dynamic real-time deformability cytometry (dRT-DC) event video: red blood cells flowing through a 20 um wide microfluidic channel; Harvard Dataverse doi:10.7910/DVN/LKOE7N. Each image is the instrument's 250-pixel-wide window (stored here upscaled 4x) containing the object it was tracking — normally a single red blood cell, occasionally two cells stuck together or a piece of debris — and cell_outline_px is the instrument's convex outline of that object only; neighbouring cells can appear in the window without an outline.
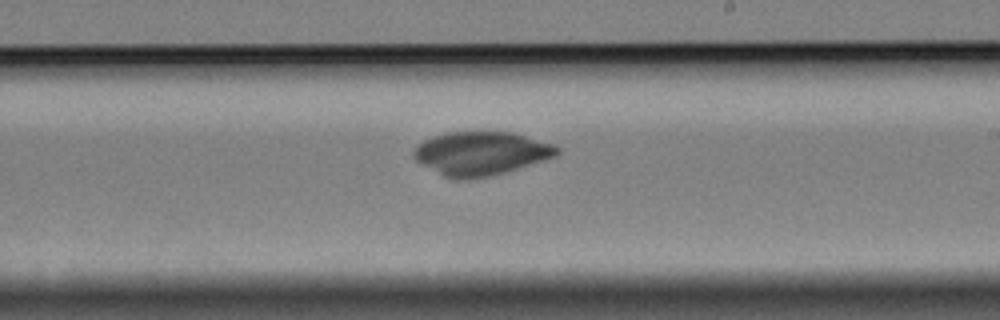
{"species": "Egyptian fruit bat (a non-hibernating species)", "species_latin": "Rousettus aegyptiacus", "temperature_condition": "cold", "stored_images_in_passage": 44, "camera_frame_rate_fps": 3000, "um_per_image_px": 0.085, "animal": {"sex": "female"}, "frame": {"image": 1, "passage_image": 19, "time_ms": 6.0, "image_size_px": [1000, 320], "cell_outline_px": [[560, 152], [556, 156], [504, 172], [488, 176], [464, 180], [456, 180], [444, 176], [416, 160], [412, 156], [412, 152], [416, 144], [432, 136], [448, 132], [512, 132], [556, 144], [560, 148]], "centroid_in_image_um": [40.88, 13.02], "position_along_channel_um": 248.1, "area_um2": 36.36}}
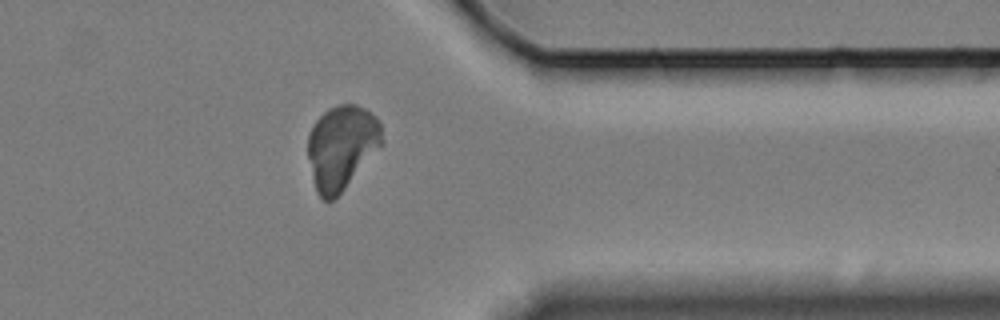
{"frame": {"image": 2, "passage_image": 32, "time_ms": 10.333, "image_size_px": [1000, 320], "cell_outline_px": [[384, 144], [344, 188], [328, 204], [316, 192], [312, 176], [308, 156], [308, 136], [316, 120], [328, 108], [336, 104], [356, 104], [364, 108], [376, 116], [380, 124], [384, 140]], "centroid_in_image_um": [29.05, 12.49], "position_along_channel_um": 382.3, "area_um2": 36.36}}
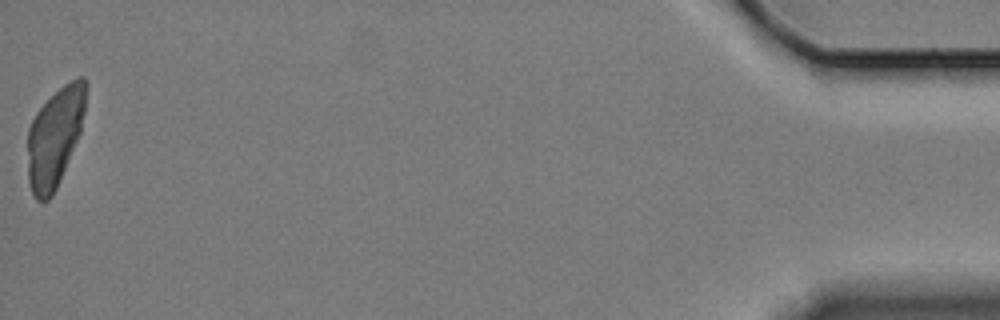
{"frame": {"image": 3, "passage_image": 44, "time_ms": 14.333, "image_size_px": [1000, 320], "cell_outline_px": [[88, 84], [84, 112], [80, 132], [56, 188], [52, 196], [48, 200], [36, 200], [32, 192], [28, 180], [28, 128], [36, 112], [64, 84], [80, 76], [84, 76], [88, 80]], "centroid_in_image_um": [4.67, 11.62], "position_along_channel_um": 430.5, "area_um2": 33.29}}